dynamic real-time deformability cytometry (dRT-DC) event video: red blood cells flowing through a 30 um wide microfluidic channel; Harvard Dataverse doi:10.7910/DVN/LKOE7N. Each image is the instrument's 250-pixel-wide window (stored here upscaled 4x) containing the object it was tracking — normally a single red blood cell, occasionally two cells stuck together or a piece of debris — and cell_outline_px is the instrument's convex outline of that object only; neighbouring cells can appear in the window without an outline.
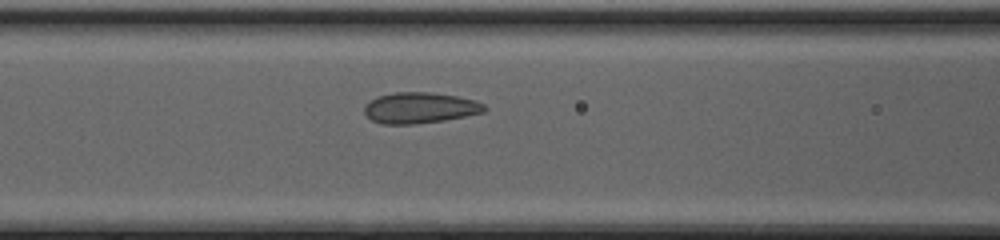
{"species": "common noctule bat (a hibernating species)", "species_latin": "Nyctalus noctula", "temperature_condition": "cold", "stored_images_in_passage": 14, "camera_frame_rate_fps": 3000, "um_per_image_px": 0.085, "animal": {"sex": "female", "body_mass_g": 20.0, "forearm_length_mm": 54.0}, "frame": {"image": 1, "passage_image": 10, "time_ms": 3.0, "image_size_px": [1000, 240], "cell_outline_px": [[488, 108], [484, 112], [444, 120], [416, 124], [380, 124], [372, 120], [364, 112], [364, 104], [380, 96], [396, 92], [428, 92], [456, 96], [476, 100], [484, 104]], "centroid_in_image_um": [35.7, 9.17], "position_along_channel_um": 130.9, "area_um2": 21.56}}